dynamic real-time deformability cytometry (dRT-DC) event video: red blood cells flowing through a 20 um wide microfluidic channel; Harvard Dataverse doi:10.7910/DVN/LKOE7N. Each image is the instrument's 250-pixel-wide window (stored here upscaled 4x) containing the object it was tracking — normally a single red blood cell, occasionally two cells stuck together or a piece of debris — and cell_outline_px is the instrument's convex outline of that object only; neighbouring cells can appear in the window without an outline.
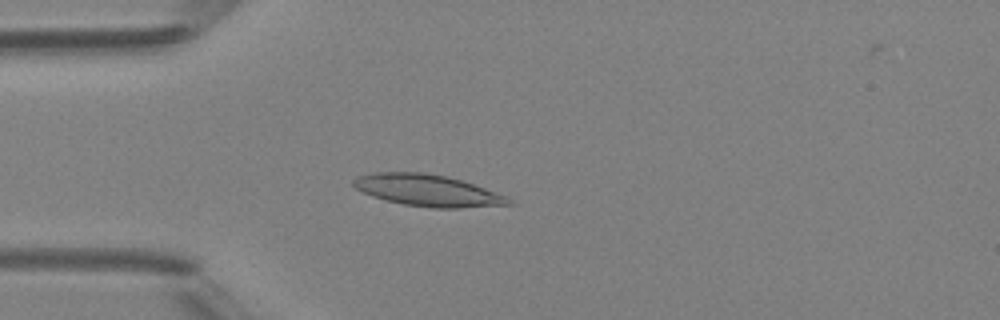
{"species": "Egyptian fruit bat (a non-hibernating species)", "species_latin": "Rousettus aegyptiacus", "temperature_condition": "room temperature", "stored_images_in_passage": 5, "camera_frame_rate_fps": 3000, "um_per_image_px": 0.085, "animal": {"sex": "female"}, "frame": {"image": 1, "passage_image": 4, "time_ms": 3.333, "image_size_px": [1000, 320], "cell_outline_px": [[516, 204], [460, 208], [432, 208], [404, 204], [372, 196], [356, 188], [352, 184], [352, 180], [360, 176], [372, 172], [424, 172], [448, 176], [484, 188], [504, 196], [512, 200]], "centroid_in_image_um": [36.34, 16.18], "position_along_channel_um": 48.7, "area_um2": 28.38}}